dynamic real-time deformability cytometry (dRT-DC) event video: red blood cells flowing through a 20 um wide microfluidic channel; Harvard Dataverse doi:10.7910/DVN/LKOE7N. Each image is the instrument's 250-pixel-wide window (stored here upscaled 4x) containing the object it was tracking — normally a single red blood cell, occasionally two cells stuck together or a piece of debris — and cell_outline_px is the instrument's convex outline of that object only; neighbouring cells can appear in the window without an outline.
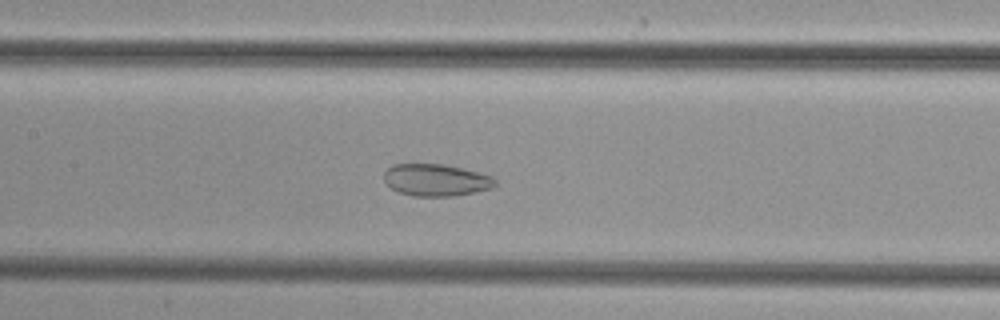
{"species": "common noctule bat (a hibernating species)", "species_latin": "Nyctalus noctula", "temperature_condition": "cold", "stored_images_in_passage": 47, "camera_frame_rate_fps": 3000, "um_per_image_px": 0.085, "animal": {"sex": "female", "body_mass_g": 29.2, "forearm_length_mm": 56.3}, "frame": {"image": 1, "passage_image": 21, "time_ms": 6.667, "image_size_px": [1000, 320], "cell_outline_px": [[496, 184], [492, 188], [456, 196], [412, 196], [400, 192], [392, 188], [384, 180], [384, 172], [392, 164], [444, 164], [492, 176], [496, 180]], "centroid_in_image_um": [37.06, 15.3], "position_along_channel_um": 170.3, "area_um2": 20.63}}
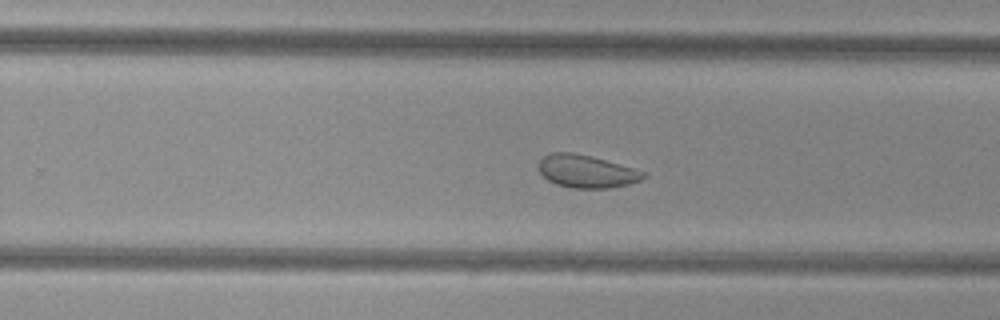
{"frame": {"image": 2, "passage_image": 29, "time_ms": 9.333, "image_size_px": [1000, 320], "cell_outline_px": [[648, 176], [640, 180], [628, 184], [608, 188], [572, 188], [556, 184], [548, 180], [540, 172], [536, 164], [544, 156], [552, 152], [572, 152], [592, 156], [648, 172]], "centroid_in_image_um": [49.86, 14.56], "position_along_channel_um": 279.9, "area_um2": 20.17}}
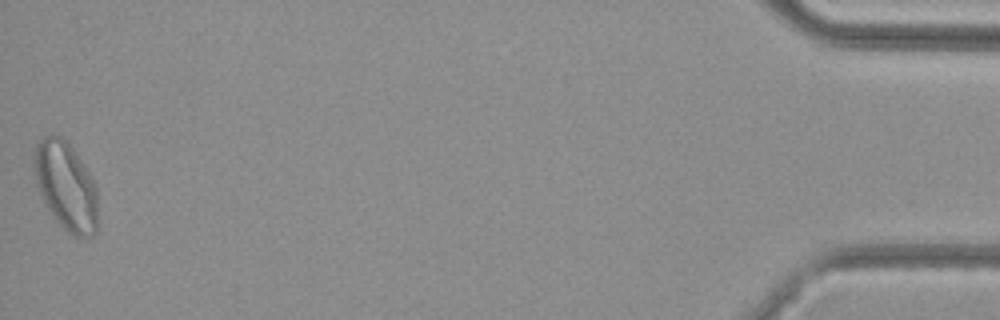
{"frame": {"image": 3, "passage_image": 47, "time_ms": 15.333, "image_size_px": [1000, 320], "cell_outline_px": [[96, 232], [92, 236], [72, 236], [56, 224], [44, 204], [36, 184], [32, 164], [32, 156], [36, 144], [44, 136], [60, 136], [72, 148], [88, 172], [96, 188]], "centroid_in_image_um": [5.54, 15.85], "position_along_channel_um": 429.7, "area_um2": 32.89}}